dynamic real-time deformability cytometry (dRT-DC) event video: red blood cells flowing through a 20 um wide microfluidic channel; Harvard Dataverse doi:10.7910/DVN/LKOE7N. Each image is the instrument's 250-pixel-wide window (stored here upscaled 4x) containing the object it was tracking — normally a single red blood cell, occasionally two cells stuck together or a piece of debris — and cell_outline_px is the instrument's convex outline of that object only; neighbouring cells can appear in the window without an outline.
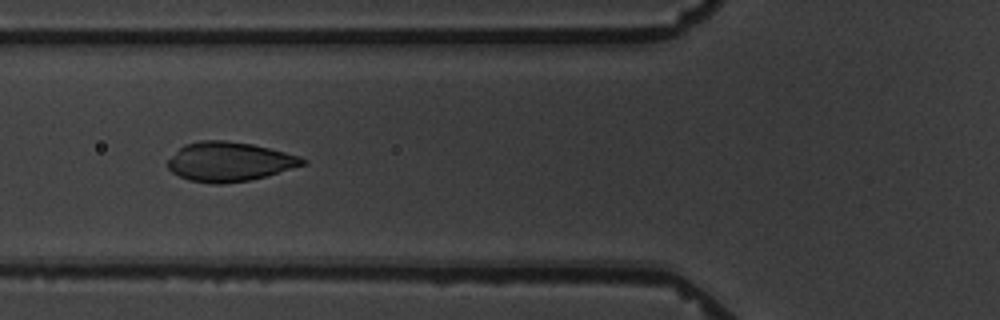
{"species": "common noctule bat (a hibernating species)", "species_latin": "Nyctalus noctula", "temperature_condition": "warm", "stored_images_in_passage": 9, "camera_frame_rate_fps": 3000, "um_per_image_px": 0.085, "animal": {"sex": "male", "body_mass_g": 19.5, "forearm_length_mm": 54.6}, "frame": {"image": 1, "passage_image": 6, "time_ms": 6.0, "image_size_px": [1000, 320], "cell_outline_px": [[308, 164], [264, 176], [248, 180], [220, 184], [212, 184], [188, 180], [172, 172], [168, 168], [168, 160], [184, 144], [200, 140], [224, 140], [252, 144], [300, 156], [308, 160]], "centroid_in_image_um": [19.5, 13.74], "position_along_channel_um": 106.3, "area_um2": 30.75}}
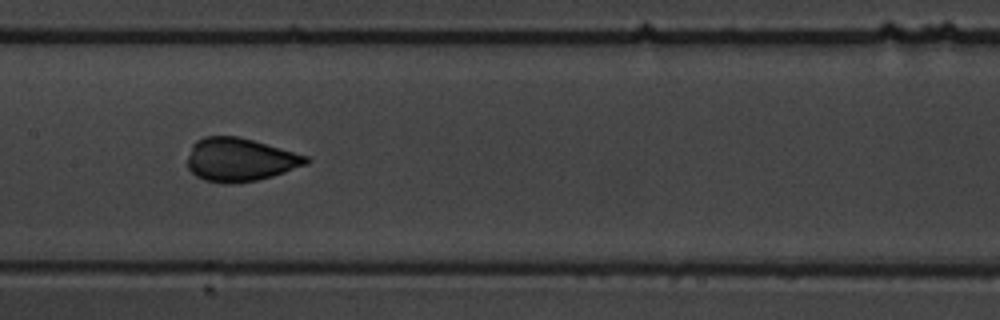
{"frame": {"image": 2, "passage_image": 8, "time_ms": 8.333, "image_size_px": [1000, 320], "cell_outline_px": [[312, 160], [308, 164], [272, 176], [256, 180], [232, 184], [224, 184], [204, 180], [196, 176], [188, 168], [188, 156], [192, 144], [196, 140], [204, 136], [236, 136], [252, 140], [308, 156]], "centroid_in_image_um": [20.38, 13.58], "position_along_channel_um": 187.0, "area_um2": 29.94}}
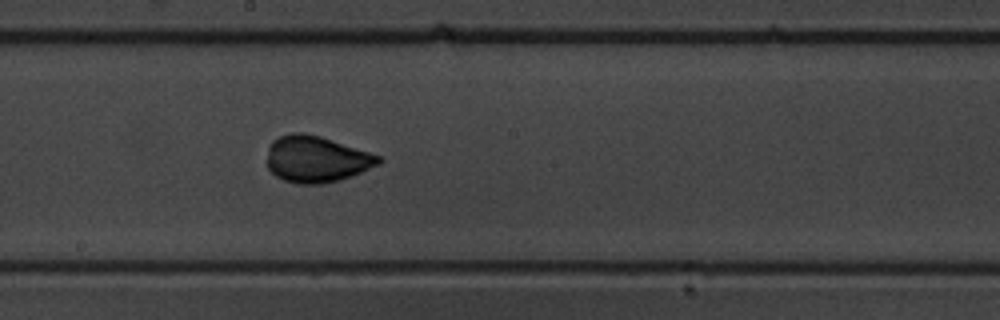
{"frame": {"image": 3, "passage_image": 9, "time_ms": 9.333, "image_size_px": [1000, 320], "cell_outline_px": [[384, 160], [380, 164], [360, 172], [336, 180], [320, 184], [300, 184], [284, 180], [276, 176], [268, 168], [268, 148], [272, 140], [280, 136], [292, 132], [304, 132], [320, 136], [380, 156]], "centroid_in_image_um": [26.87, 13.51], "position_along_channel_um": 221.3, "area_um2": 29.82}}